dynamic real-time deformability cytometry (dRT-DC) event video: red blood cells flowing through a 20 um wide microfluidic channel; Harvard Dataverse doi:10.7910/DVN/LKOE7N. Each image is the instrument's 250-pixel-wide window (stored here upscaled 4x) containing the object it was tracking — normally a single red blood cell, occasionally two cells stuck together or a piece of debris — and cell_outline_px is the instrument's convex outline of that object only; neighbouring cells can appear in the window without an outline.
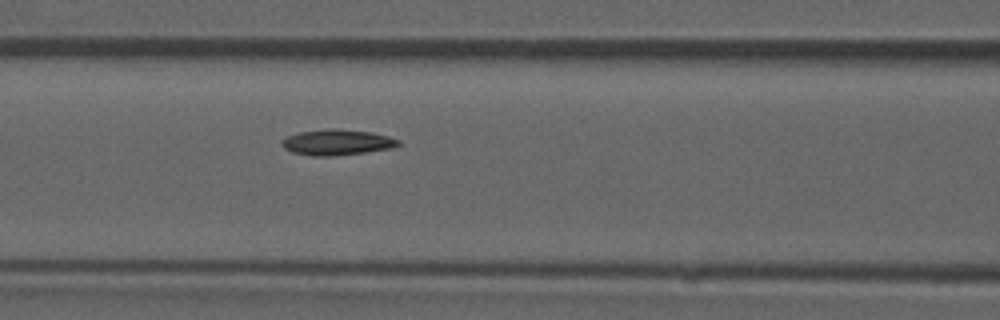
{"species": "common noctule bat (a hibernating species)", "species_latin": "Nyctalus noctula", "temperature_condition": "room temperature", "stored_images_in_passage": 53, "camera_frame_rate_fps": 3000, "um_per_image_px": 0.085, "animal": {"sex": "male", "forearm_length_mm": 52.5}, "frame": {"image": 1, "passage_image": 23, "time_ms": 7.333, "image_size_px": [1000, 320], "cell_outline_px": [[400, 144], [388, 148], [364, 152], [332, 156], [312, 156], [292, 152], [284, 148], [280, 144], [280, 140], [288, 136], [300, 132], [324, 128], [336, 128], [372, 132], [388, 136], [400, 140]], "centroid_in_image_um": [28.59, 12.08], "position_along_channel_um": 138.0, "area_um2": 17.46}}